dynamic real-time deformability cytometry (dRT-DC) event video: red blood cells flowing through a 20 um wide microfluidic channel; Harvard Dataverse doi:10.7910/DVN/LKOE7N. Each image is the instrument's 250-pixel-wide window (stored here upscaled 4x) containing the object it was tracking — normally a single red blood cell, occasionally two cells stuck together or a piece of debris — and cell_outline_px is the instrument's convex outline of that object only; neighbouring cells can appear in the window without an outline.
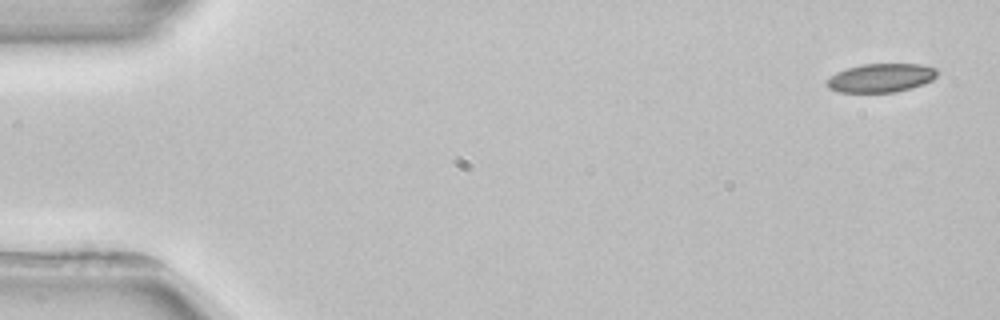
{"species": "common noctule bat (a hibernating species)", "species_latin": "Nyctalus noctula", "temperature_condition": "room temperature", "stored_images_in_passage": 5, "camera_frame_rate_fps": 3000, "um_per_image_px": 0.085, "animal": {"sex": "female", "body_mass_g": 22.7, "forearm_length_mm": 54.2}, "frame": {"image": 1, "passage_image": 1, "time_ms": 0.0, "image_size_px": [1000, 320], "cell_outline_px": [[936, 76], [932, 80], [924, 84], [912, 88], [896, 92], [840, 92], [828, 88], [828, 80], [836, 72], [848, 68], [864, 64], [924, 64], [936, 68]], "centroid_in_image_um": [74.92, 6.62], "position_along_channel_um": 10.1, "area_um2": 18.32}}
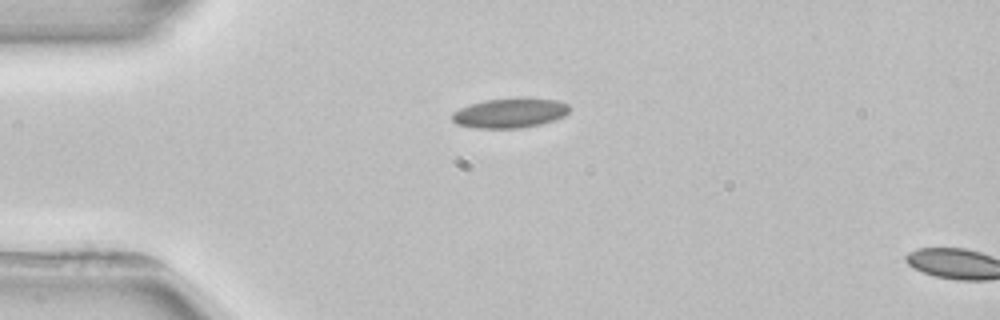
{"frame": {"image": 2, "passage_image": 4, "time_ms": 3.667, "image_size_px": [1000, 320], "cell_outline_px": [[568, 112], [564, 116], [540, 124], [520, 128], [472, 128], [456, 124], [452, 120], [452, 112], [460, 108], [484, 100], [520, 96], [556, 100], [568, 104]], "centroid_in_image_um": [43.32, 9.58], "position_along_channel_um": 41.7, "area_um2": 20.58}}